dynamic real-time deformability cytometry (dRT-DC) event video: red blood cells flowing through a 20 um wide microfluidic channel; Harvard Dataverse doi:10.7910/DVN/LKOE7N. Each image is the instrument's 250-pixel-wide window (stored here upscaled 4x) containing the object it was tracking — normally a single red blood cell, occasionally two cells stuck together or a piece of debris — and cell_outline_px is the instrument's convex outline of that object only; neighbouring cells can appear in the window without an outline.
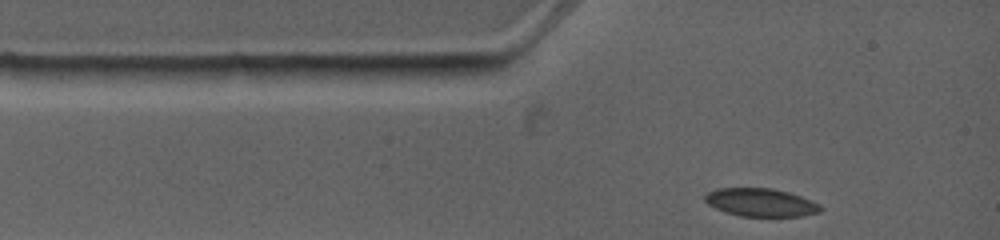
{"species": "common noctule bat (a hibernating species)", "species_latin": "Nyctalus noctula", "temperature_condition": "warm", "stored_images_in_passage": 6, "camera_frame_rate_fps": 4500, "um_per_image_px": 0.085, "animal": {"sex": "female", "body_mass_g": 19.0, "forearm_length_mm": 53.3}, "frame": {"image": 1, "passage_image": 1, "time_ms": 0.0, "image_size_px": [1000, 240], "cell_outline_px": [[824, 208], [820, 212], [804, 216], [740, 216], [724, 212], [708, 204], [704, 200], [704, 196], [708, 192], [716, 188], [772, 188], [788, 192], [800, 196], [820, 204]], "centroid_in_image_um": [64.67, 17.21], "position_along_channel_um": 20.3, "area_um2": 19.02}}
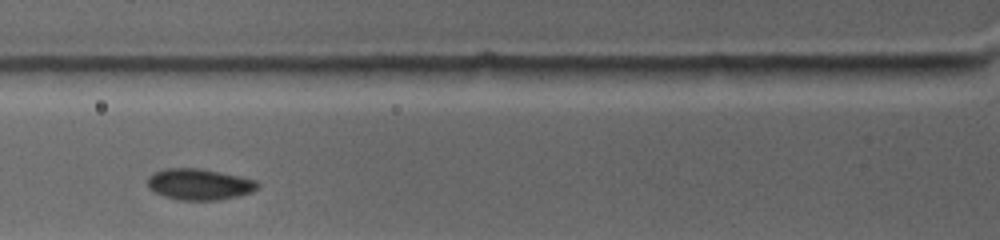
{"frame": {"image": 2, "passage_image": 4, "time_ms": 2.667, "image_size_px": [1000, 240], "cell_outline_px": [[260, 184], [252, 192], [240, 196], [216, 200], [180, 200], [164, 196], [152, 192], [148, 188], [148, 176], [152, 172], [164, 168], [200, 168], [220, 172], [256, 180]], "centroid_in_image_um": [16.9, 15.66], "position_along_channel_um": 108.9, "area_um2": 20.17}}
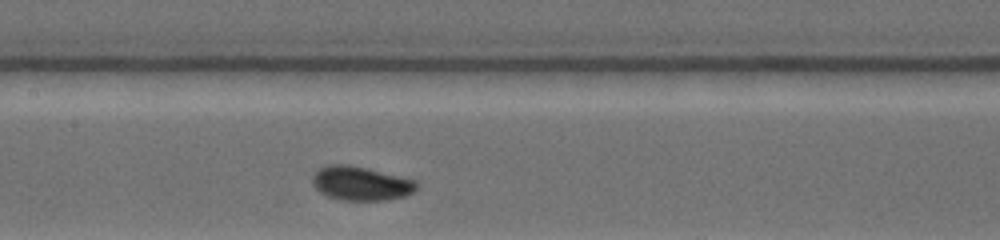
{"frame": {"image": 3, "passage_image": 6, "time_ms": 4.444, "image_size_px": [1000, 240], "cell_outline_px": [[420, 184], [408, 196], [388, 200], [340, 200], [328, 196], [320, 192], [312, 184], [312, 176], [320, 168], [328, 164], [348, 164], [416, 180]], "centroid_in_image_um": [30.69, 15.6], "position_along_channel_um": 176.7, "area_um2": 20.69}}